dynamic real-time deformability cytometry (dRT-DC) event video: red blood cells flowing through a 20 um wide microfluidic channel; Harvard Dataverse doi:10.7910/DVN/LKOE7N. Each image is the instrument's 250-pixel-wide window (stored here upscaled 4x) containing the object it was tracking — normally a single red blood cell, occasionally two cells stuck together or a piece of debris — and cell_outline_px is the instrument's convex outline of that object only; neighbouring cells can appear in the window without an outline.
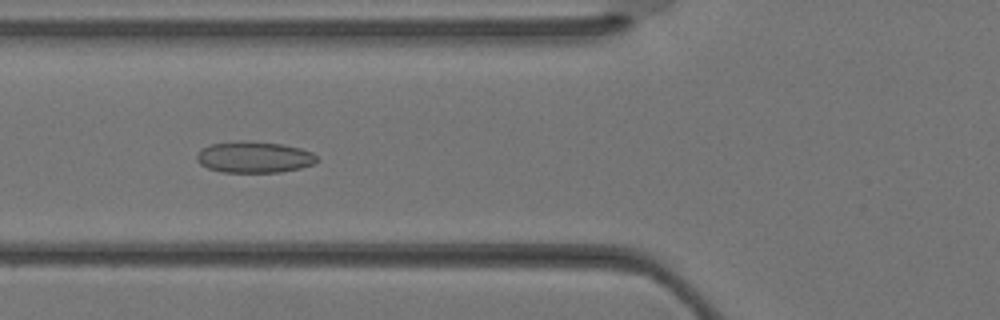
{"species": "Egyptian fruit bat (a non-hibernating species)", "species_latin": "Rousettus aegyptiacus", "temperature_condition": "warm", "stored_images_in_passage": 37, "camera_frame_rate_fps": 3000, "um_per_image_px": 0.085, "animal": {"sex": "female"}, "frame": {"image": 1, "passage_image": 14, "time_ms": 4.333, "image_size_px": [1000, 320], "cell_outline_px": [[320, 160], [312, 164], [300, 168], [280, 172], [220, 172], [208, 168], [200, 164], [196, 160], [196, 156], [204, 148], [212, 144], [280, 144], [300, 148], [312, 152]], "centroid_in_image_um": [21.65, 13.42], "position_along_channel_um": 104.1, "area_um2": 20.81}}
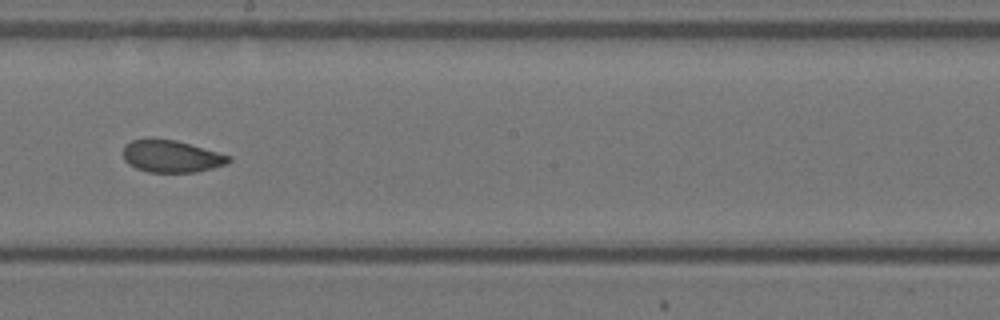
{"frame": {"image": 2, "passage_image": 21, "time_ms": 6.667, "image_size_px": [1000, 320], "cell_outline_px": [[232, 160], [224, 164], [212, 168], [196, 172], [148, 172], [136, 168], [128, 164], [124, 160], [124, 144], [132, 140], [176, 140], [232, 156]], "centroid_in_image_um": [14.57, 13.3], "position_along_channel_um": 233.6, "area_um2": 19.48}}
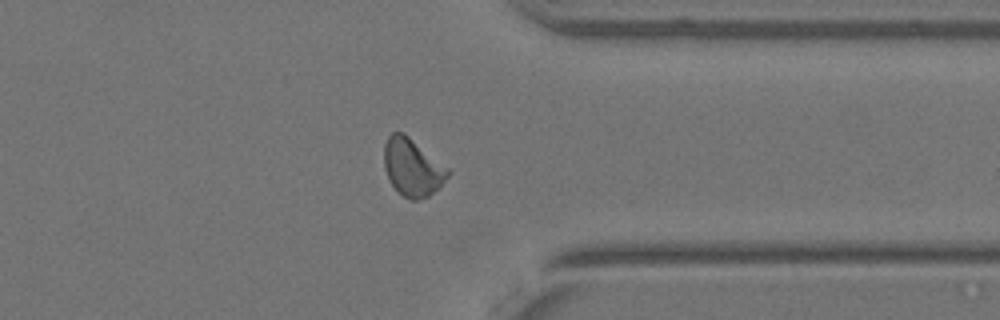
{"frame": {"image": 3, "passage_image": 29, "time_ms": 9.333, "image_size_px": [1000, 320], "cell_outline_px": [[452, 172], [428, 196], [416, 200], [412, 200], [404, 196], [388, 180], [384, 168], [384, 144], [388, 136], [392, 132], [404, 132], [448, 168]], "centroid_in_image_um": [35.02, 14.19], "position_along_channel_um": 376.4, "area_um2": 21.1}}